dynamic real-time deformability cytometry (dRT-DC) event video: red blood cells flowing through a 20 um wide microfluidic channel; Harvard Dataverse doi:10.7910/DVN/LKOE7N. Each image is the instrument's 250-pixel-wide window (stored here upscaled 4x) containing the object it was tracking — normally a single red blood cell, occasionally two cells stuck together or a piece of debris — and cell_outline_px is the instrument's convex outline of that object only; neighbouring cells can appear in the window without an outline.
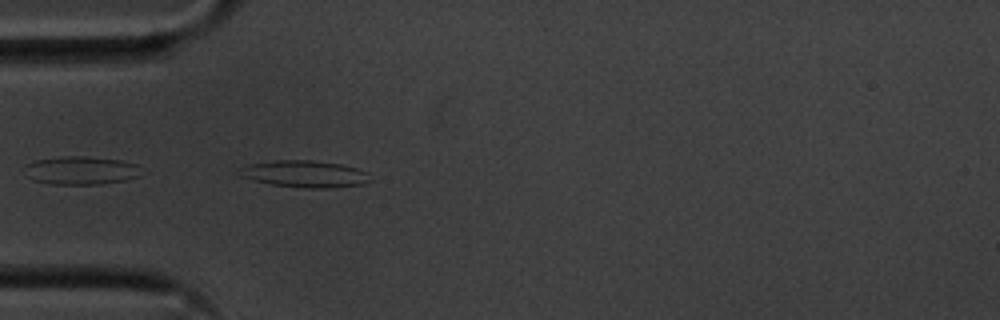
{"species": "common noctule bat (a hibernating species)", "species_latin": "Nyctalus noctula", "temperature_condition": "cold", "stored_images_in_passage": 10, "camera_frame_rate_fps": 3000, "um_per_image_px": 0.085, "animal": {"sex": "male", "body_mass_g": 20.1, "forearm_length_mm": 53.5}, "frame": {"image": 1, "passage_image": 5, "time_ms": 1.333, "image_size_px": [1000, 320], "cell_outline_px": [[372, 180], [364, 184], [328, 188], [308, 188], [272, 184], [252, 180], [240, 176], [240, 168], [248, 164], [276, 160], [312, 160], [340, 164], [356, 168], [368, 172]], "centroid_in_image_um": [25.93, 14.78], "position_along_channel_um": 59.1, "area_um2": 20.4}}